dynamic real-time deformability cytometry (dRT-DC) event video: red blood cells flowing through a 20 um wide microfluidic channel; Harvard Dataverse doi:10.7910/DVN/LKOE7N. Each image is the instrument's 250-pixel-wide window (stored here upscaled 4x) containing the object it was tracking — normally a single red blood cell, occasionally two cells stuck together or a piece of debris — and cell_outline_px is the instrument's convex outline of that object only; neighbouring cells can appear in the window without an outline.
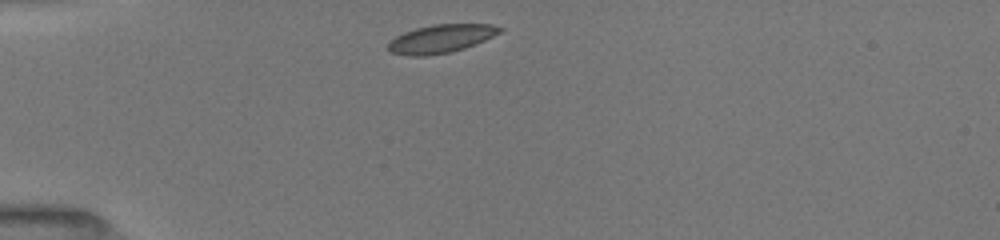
{"species": "common noctule bat (a hibernating species)", "species_latin": "Nyctalus noctula", "temperature_condition": "room temperature", "stored_images_in_passage": 15, "camera_frame_rate_fps": 3000, "um_per_image_px": 0.085, "animal": {"sex": "female", "body_mass_g": 19.5, "forearm_length_mm": 54.1}, "frame": {"image": 1, "passage_image": 1, "time_ms": 0.0, "image_size_px": [1000, 240], "cell_outline_px": [[504, 28], [500, 32], [484, 40], [464, 48], [452, 52], [424, 56], [408, 56], [392, 52], [388, 48], [388, 40], [404, 32], [416, 28], [432, 24], [492, 24]], "centroid_in_image_um": [37.45, 3.29], "position_along_channel_um": 47.5, "area_um2": 18.38}}
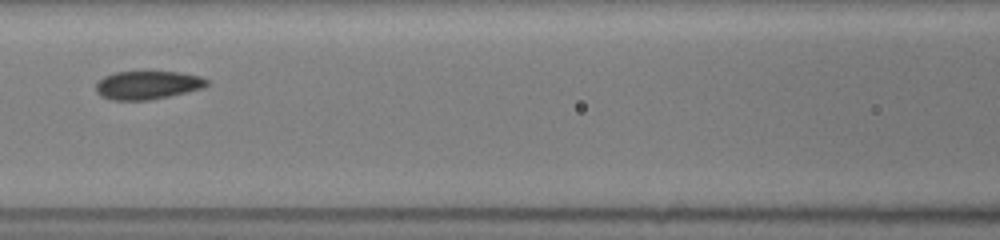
{"frame": {"image": 2, "passage_image": 8, "time_ms": 3.333, "image_size_px": [1000, 240], "cell_outline_px": [[208, 84], [204, 88], [168, 96], [148, 100], [112, 100], [100, 96], [96, 92], [96, 80], [104, 76], [116, 72], [180, 72], [200, 76], [208, 80]], "centroid_in_image_um": [12.51, 7.23], "position_along_channel_um": 154.1, "area_um2": 18.38}}
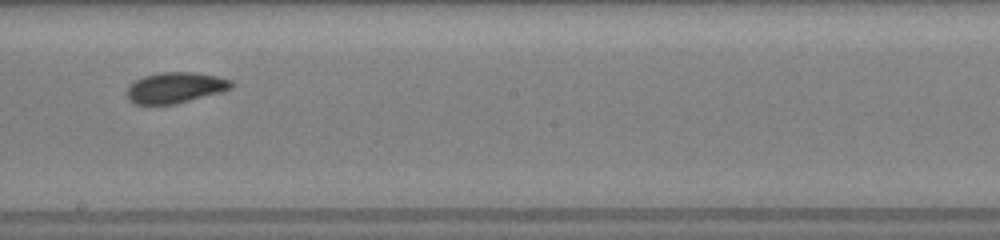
{"frame": {"image": 3, "passage_image": 13, "time_ms": 5.333, "image_size_px": [1000, 240], "cell_outline_px": [[236, 84], [232, 88], [220, 92], [172, 104], [136, 104], [128, 100], [128, 88], [136, 80], [144, 76], [160, 72], [196, 72], [216, 76], [232, 80]], "centroid_in_image_um": [14.94, 7.43], "position_along_channel_um": 233.3, "area_um2": 18.5}}